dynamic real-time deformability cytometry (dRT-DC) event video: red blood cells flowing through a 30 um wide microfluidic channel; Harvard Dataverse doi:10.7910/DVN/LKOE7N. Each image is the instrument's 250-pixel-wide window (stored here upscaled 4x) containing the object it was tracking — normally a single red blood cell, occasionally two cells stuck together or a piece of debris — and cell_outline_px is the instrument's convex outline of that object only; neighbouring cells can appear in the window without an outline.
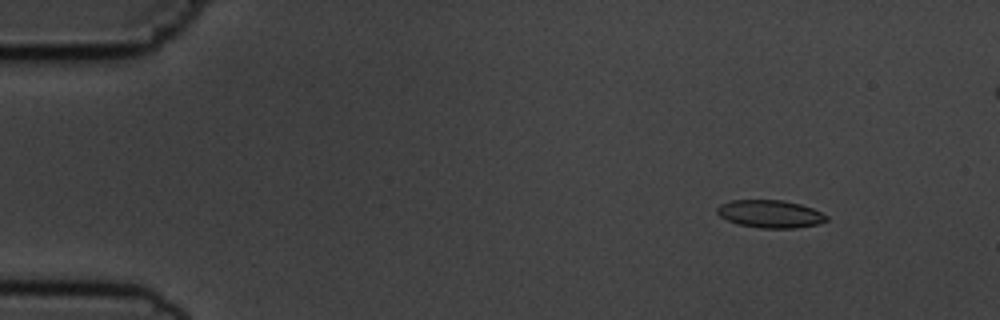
{"species": "common noctule bat (a hibernating species)", "species_latin": "Nyctalus noctula", "temperature_condition": "cold", "stored_images_in_passage": 6, "camera_frame_rate_fps": 3000, "um_per_image_px": 0.085, "animal": {"sex": "male", "body_mass_g": 19.5, "forearm_length_mm": 54.6}, "frame": {"image": 1, "passage_image": 2, "time_ms": 2.0, "image_size_px": [1000, 320], "cell_outline_px": [[828, 220], [816, 224], [796, 228], [760, 228], [736, 224], [720, 216], [716, 212], [716, 208], [720, 204], [732, 200], [784, 200], [800, 204], [812, 208], [828, 216]], "centroid_in_image_um": [65.44, 18.18], "position_along_channel_um": 19.6, "area_um2": 17.69}}
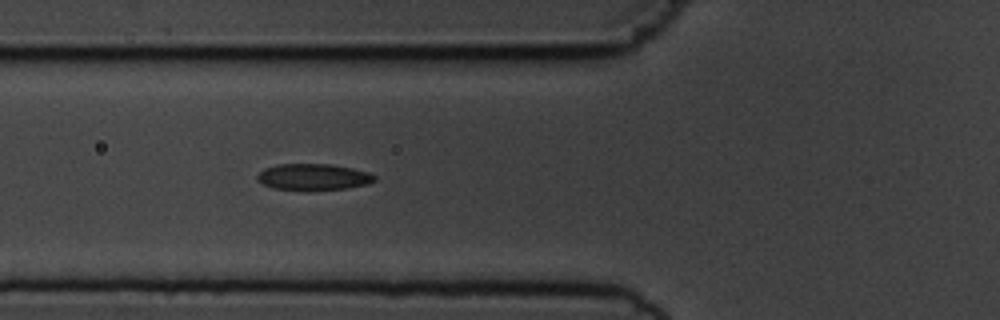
{"frame": {"image": 2, "passage_image": 6, "time_ms": 6.667, "image_size_px": [1000, 320], "cell_outline_px": [[376, 180], [368, 184], [348, 188], [308, 192], [304, 192], [272, 188], [256, 180], [256, 176], [264, 168], [276, 164], [328, 164], [352, 168], [368, 172], [376, 176]], "centroid_in_image_um": [26.61, 15.07], "position_along_channel_um": 99.2, "area_um2": 18.61}}